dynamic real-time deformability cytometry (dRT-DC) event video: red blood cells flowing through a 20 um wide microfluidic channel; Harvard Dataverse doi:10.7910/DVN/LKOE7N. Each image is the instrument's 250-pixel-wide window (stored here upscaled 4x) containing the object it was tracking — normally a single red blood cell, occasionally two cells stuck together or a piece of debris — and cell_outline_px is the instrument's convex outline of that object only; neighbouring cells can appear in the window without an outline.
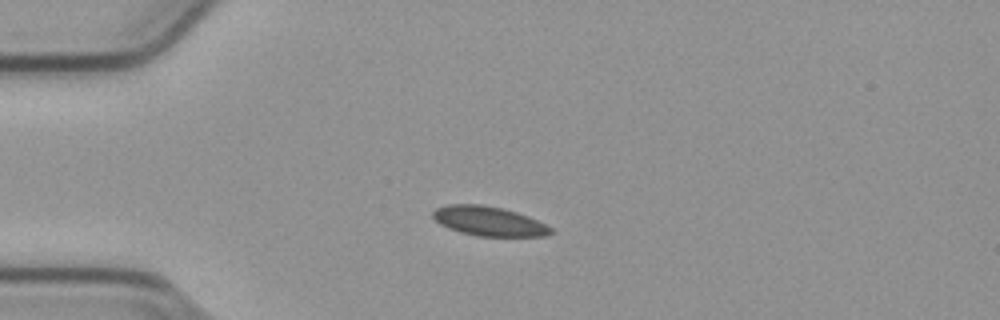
{"species": "common noctule bat (a hibernating species)", "species_latin": "Nyctalus noctula", "temperature_condition": "cold", "stored_images_in_passage": 42, "camera_frame_rate_fps": 3000, "um_per_image_px": 0.085, "animal": {"sex": "male", "body_mass_g": 23.1, "forearm_length_mm": 52.7}, "frame": {"image": 1, "passage_image": 1, "time_ms": 0.0, "image_size_px": [1000, 320], "cell_outline_px": [[552, 232], [548, 236], [476, 236], [460, 232], [448, 228], [440, 224], [432, 216], [432, 212], [436, 208], [448, 204], [480, 204], [504, 208], [528, 216], [552, 228]], "centroid_in_image_um": [41.53, 18.79], "position_along_channel_um": 43.5, "area_um2": 20.23}}
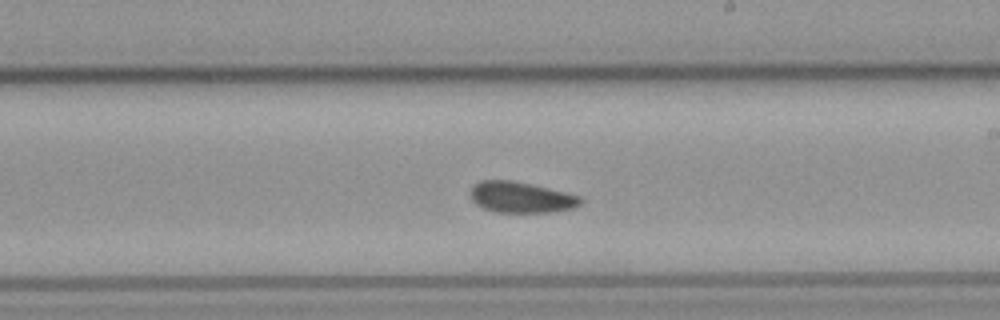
{"frame": {"image": 2, "passage_image": 19, "time_ms": 6.0, "image_size_px": [1000, 320], "cell_outline_px": [[584, 200], [580, 204], [572, 208], [548, 212], [496, 212], [484, 208], [476, 204], [472, 200], [468, 192], [472, 184], [480, 180], [512, 180], [532, 184], [580, 196]], "centroid_in_image_um": [44.22, 16.75], "position_along_channel_um": 244.8, "area_um2": 19.94}}
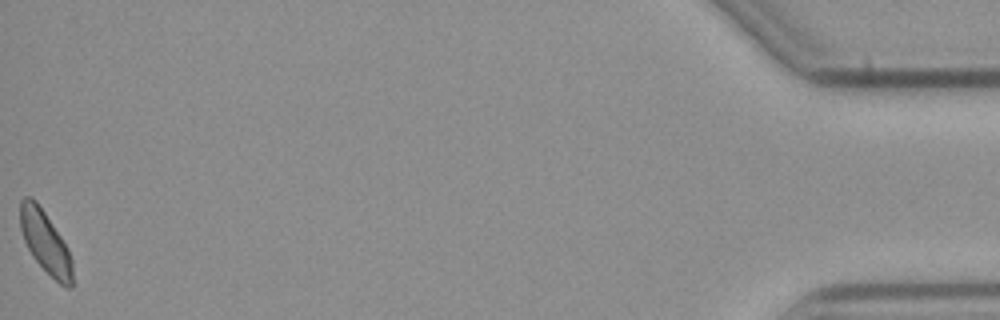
{"frame": {"image": 3, "passage_image": 42, "time_ms": 13.667, "image_size_px": [1000, 320], "cell_outline_px": [[72, 288], [64, 288], [32, 256], [24, 240], [20, 228], [20, 200], [24, 196], [32, 196], [36, 200], [68, 248], [72, 260]], "centroid_in_image_um": [3.84, 20.56], "position_along_channel_um": 431.4, "area_um2": 18.73}, "authors_computed_cell_mechanics": {"area_um2": 19.9988, "velocity_mm_per_s": 3.7602, "shape_relaxation_time_tau1_ms": 4.9064, "shape_relaxation_time_tau2_ms": 5.913, "deformation_change_tau1": 0.077, "deformation_change_tau2": 0.0758}}